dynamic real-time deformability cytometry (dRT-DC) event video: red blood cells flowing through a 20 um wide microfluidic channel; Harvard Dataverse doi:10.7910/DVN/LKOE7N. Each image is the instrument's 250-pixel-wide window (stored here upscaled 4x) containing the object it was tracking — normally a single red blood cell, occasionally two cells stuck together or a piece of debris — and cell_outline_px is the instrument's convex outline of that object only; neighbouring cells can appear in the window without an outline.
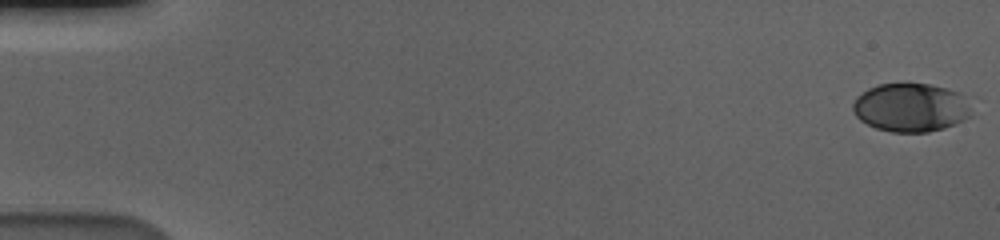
{"species": "human", "species_latin": "Homo sapiens", "temperature_condition": "cold", "stored_images_in_passage": 59, "camera_frame_rate_fps": 3000, "um_per_image_px": 0.085, "donor": {"sex": "male"}, "frame": {"image": 1, "passage_image": 1, "time_ms": 0.0, "image_size_px": [1000, 240], "cell_outline_px": [[968, 116], [964, 120], [956, 124], [944, 128], [928, 132], [892, 132], [876, 128], [860, 120], [856, 116], [852, 108], [852, 104], [856, 96], [868, 88], [880, 84], [928, 84], [948, 88], [960, 92], [964, 96], [968, 108]], "centroid_in_image_um": [77.38, 9.14], "position_along_channel_um": 7.6, "area_um2": 33.41}}
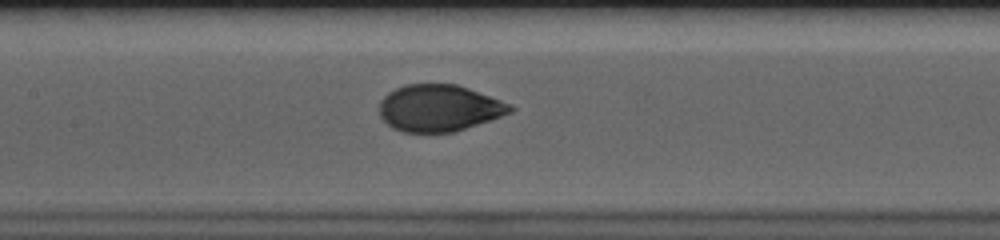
{"frame": {"image": 2, "passage_image": 29, "time_ms": 9.333, "image_size_px": [1000, 240], "cell_outline_px": [[516, 108], [512, 112], [452, 132], [404, 132], [392, 128], [380, 116], [380, 100], [388, 92], [404, 84], [456, 84], [468, 88], [500, 100]], "centroid_in_image_um": [37.28, 9.17], "position_along_channel_um": 170.1, "area_um2": 35.2}}
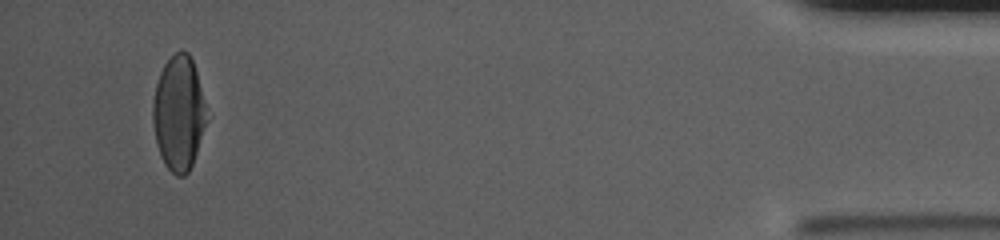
{"frame": {"image": 3, "passage_image": 56, "time_ms": 18.333, "image_size_px": [1000, 240], "cell_outline_px": [[204, 124], [196, 152], [192, 164], [188, 172], [184, 176], [176, 176], [164, 164], [160, 156], [156, 144], [152, 120], [152, 100], [156, 84], [160, 72], [164, 64], [176, 52], [188, 52], [192, 60], [196, 72], [204, 104]], "centroid_in_image_um": [15.13, 9.64], "position_along_channel_um": 420.1, "area_um2": 35.08}, "authors_computed_cell_mechanics": {"area_um2": 36.0094, "velocity_mm_per_s": 3.5782, "shape_relaxation_time_tau1_ms": 4.0898, "shape_relaxation_time_tau2_ms": null, "deformation_change_tau1": 0.1602, "deformation_change_tau2": null}}